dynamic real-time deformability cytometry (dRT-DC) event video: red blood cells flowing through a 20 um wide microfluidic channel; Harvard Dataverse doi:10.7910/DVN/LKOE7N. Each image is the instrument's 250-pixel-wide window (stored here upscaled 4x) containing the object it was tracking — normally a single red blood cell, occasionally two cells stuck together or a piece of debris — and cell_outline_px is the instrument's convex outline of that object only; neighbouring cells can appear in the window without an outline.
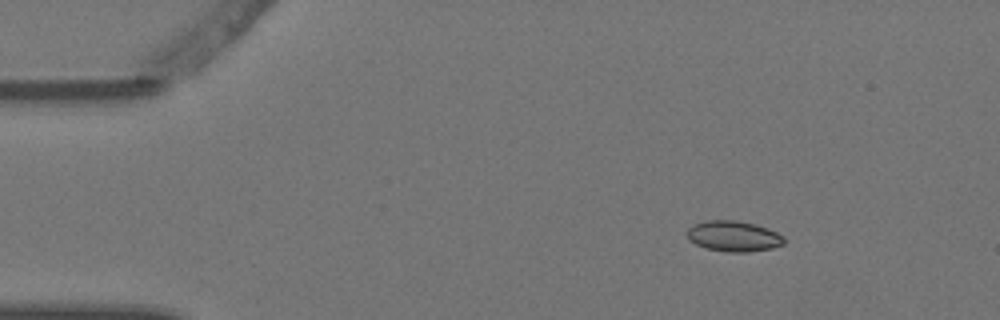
{"species": "Egyptian fruit bat (a non-hibernating species)", "species_latin": "Rousettus aegyptiacus", "temperature_condition": "warm", "stored_images_in_passage": 5, "camera_frame_rate_fps": 3000, "um_per_image_px": 0.085, "animal": {"sex": "female"}, "frame": {"image": 1, "passage_image": 2, "time_ms": 0.333, "image_size_px": [1000, 320], "cell_outline_px": [[784, 244], [772, 248], [748, 252], [728, 252], [704, 248], [688, 240], [684, 232], [692, 224], [708, 220], [736, 220], [756, 224], [768, 228], [784, 236]], "centroid_in_image_um": [62.31, 20.07], "position_along_channel_um": 22.7, "area_um2": 17.63}}